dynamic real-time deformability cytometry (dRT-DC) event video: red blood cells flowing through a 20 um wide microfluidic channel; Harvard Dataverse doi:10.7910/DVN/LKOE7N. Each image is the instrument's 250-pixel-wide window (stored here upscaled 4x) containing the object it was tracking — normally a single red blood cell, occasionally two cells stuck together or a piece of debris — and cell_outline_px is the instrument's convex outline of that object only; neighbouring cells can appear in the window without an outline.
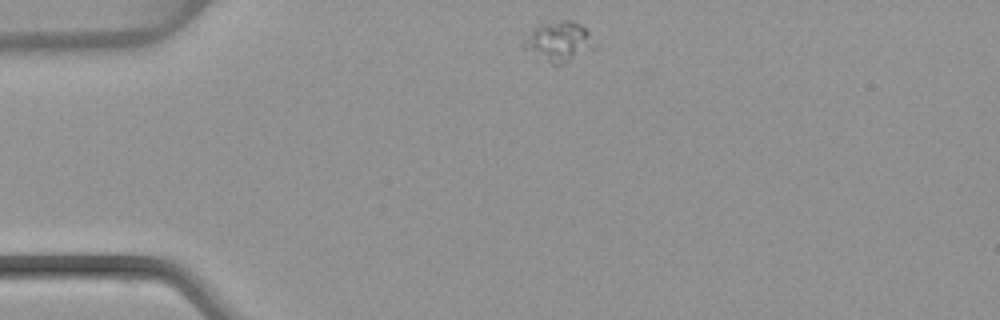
{"species": "common noctule bat (a hibernating species)", "species_latin": "Nyctalus noctula", "temperature_condition": "warm", "stored_images_in_passage": 41, "camera_frame_rate_fps": 3000, "um_per_image_px": 0.085, "animal": {"sex": "female", "body_mass_g": 22.7, "forearm_length_mm": 54.2}, "frame": {"image": 1, "passage_image": 1, "time_ms": 0.0, "image_size_px": [1000, 320], "cell_outline_px": [[588, 40], [564, 64], [552, 64], [524, 48], [524, 40], [540, 24], [560, 20], [572, 20], [580, 24], [588, 32]], "centroid_in_image_um": [47.32, 3.46], "position_along_channel_um": 37.7, "area_um2": 14.39}}
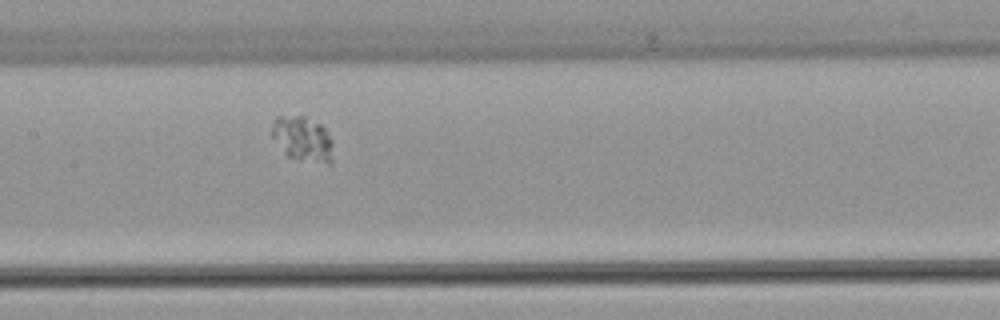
{"frame": {"image": 2, "passage_image": 15, "time_ms": 4.667, "image_size_px": [1000, 320], "cell_outline_px": [[332, 164], [328, 164], [288, 156], [284, 152], [272, 136], [272, 120], [276, 116], [304, 116], [320, 124], [328, 132], [332, 140]], "centroid_in_image_um": [25.74, 11.78], "position_along_channel_um": 181.7, "area_um2": 15.84}}
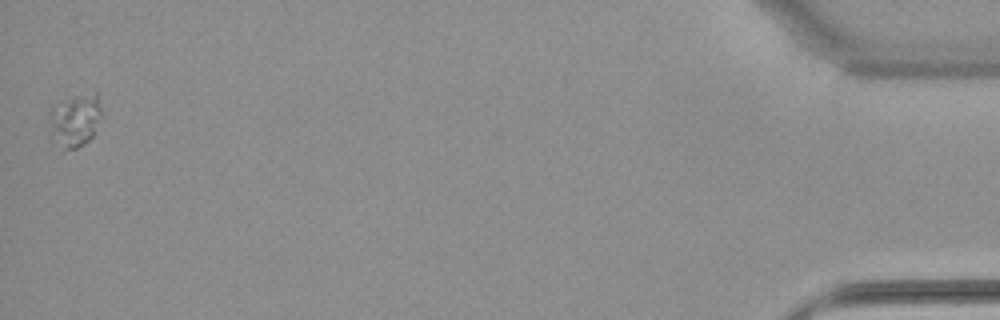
{"frame": {"image": 3, "passage_image": 41, "time_ms": 13.333, "image_size_px": [1000, 320], "cell_outline_px": [[104, 116], [92, 136], [84, 144], [76, 148], [60, 152], [52, 144], [48, 116], [48, 108], [52, 104], [76, 96], [96, 92]], "centroid_in_image_um": [6.32, 10.28], "position_along_channel_um": 428.9, "area_um2": 17.11}}